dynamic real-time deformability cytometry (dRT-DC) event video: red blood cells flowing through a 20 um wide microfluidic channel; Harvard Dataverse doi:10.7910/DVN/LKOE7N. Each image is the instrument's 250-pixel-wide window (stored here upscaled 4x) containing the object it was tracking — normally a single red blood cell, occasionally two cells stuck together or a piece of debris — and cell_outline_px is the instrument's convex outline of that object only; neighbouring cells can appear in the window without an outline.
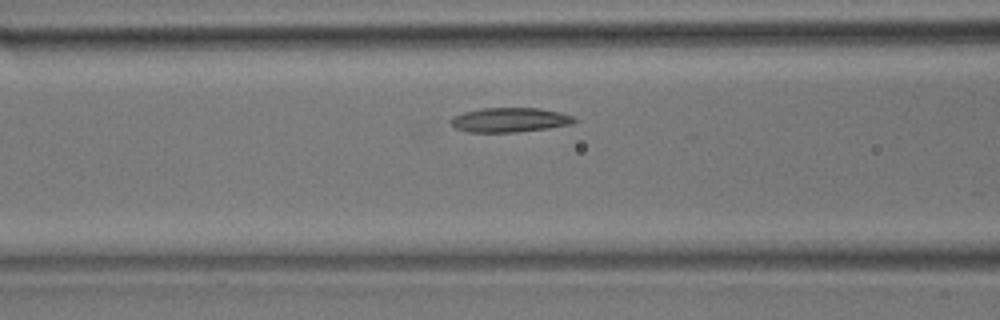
{"species": "common noctule bat (a hibernating species)", "species_latin": "Nyctalus noctula", "temperature_condition": "room temperature", "stored_images_in_passage": 5, "camera_frame_rate_fps": 3000, "um_per_image_px": 0.085, "animal": {"sex": "male", "body_mass_g": 17.9}, "frame": {"image": 1, "passage_image": 5, "time_ms": 5.667, "image_size_px": [1000, 320], "cell_outline_px": [[576, 120], [572, 124], [548, 128], [516, 132], [468, 132], [456, 128], [452, 124], [452, 116], [464, 112], [480, 108], [540, 108], [560, 112], [572, 116]], "centroid_in_image_um": [43.33, 10.19], "position_along_channel_um": 123.3, "area_um2": 17.51}}